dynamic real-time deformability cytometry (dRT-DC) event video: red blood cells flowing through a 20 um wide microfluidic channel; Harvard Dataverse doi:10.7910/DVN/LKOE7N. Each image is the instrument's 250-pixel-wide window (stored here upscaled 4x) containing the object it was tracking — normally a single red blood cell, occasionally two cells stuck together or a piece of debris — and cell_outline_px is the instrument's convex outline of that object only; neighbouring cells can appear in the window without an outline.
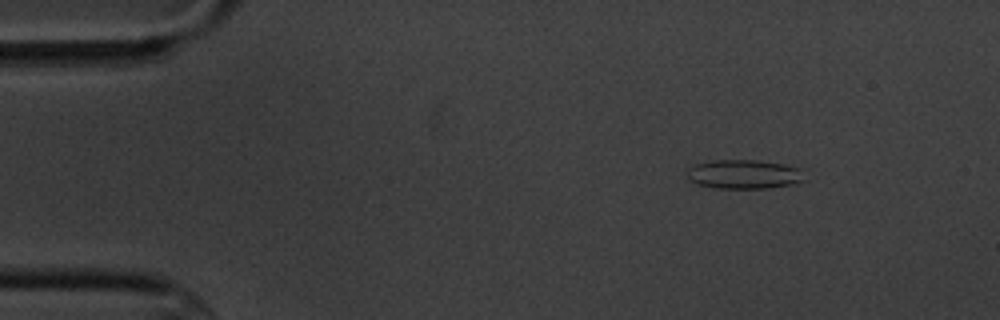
{"species": "common noctule bat (a hibernating species)", "species_latin": "Nyctalus noctula", "temperature_condition": "cold", "stored_images_in_passage": 6, "camera_frame_rate_fps": 3000, "um_per_image_px": 0.085, "animal": {"sex": "male", "body_mass_g": 20.1, "forearm_length_mm": 53.5}, "frame": {"image": 1, "passage_image": 3, "time_ms": 2.333, "image_size_px": [1000, 320], "cell_outline_px": [[804, 180], [796, 184], [768, 188], [716, 188], [696, 184], [688, 180], [688, 168], [696, 164], [712, 160], [756, 160], [784, 164], [804, 168]], "centroid_in_image_um": [63.29, 14.81], "position_along_channel_um": 21.7, "area_um2": 20.23}}
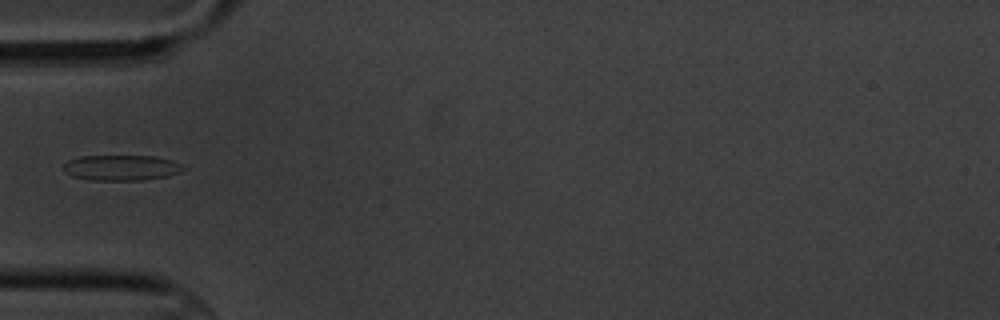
{"frame": {"image": 2, "passage_image": 6, "time_ms": 6.0, "image_size_px": [1000, 320], "cell_outline_px": [[188, 168], [180, 172], [168, 176], [144, 180], [88, 180], [72, 176], [64, 172], [64, 164], [68, 160], [80, 156], [156, 156], [172, 160]], "centroid_in_image_um": [10.33, 14.26], "position_along_channel_um": 74.7, "area_um2": 17.98}}